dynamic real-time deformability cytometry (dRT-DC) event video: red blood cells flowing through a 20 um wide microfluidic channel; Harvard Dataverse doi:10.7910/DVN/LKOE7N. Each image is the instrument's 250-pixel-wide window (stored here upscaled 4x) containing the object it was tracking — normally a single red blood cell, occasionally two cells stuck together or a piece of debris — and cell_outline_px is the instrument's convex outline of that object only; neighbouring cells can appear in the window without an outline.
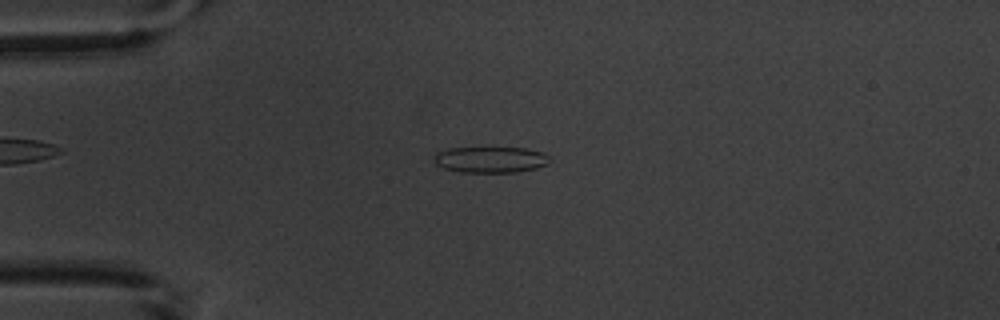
{"species": "common noctule bat (a hibernating species)", "species_latin": "Nyctalus noctula", "temperature_condition": "warm", "stored_images_in_passage": 3, "camera_frame_rate_fps": 3000, "um_per_image_px": 0.085, "animal": {"sex": "male", "body_mass_g": 20.1, "forearm_length_mm": 53.5}, "frame": {"image": 1, "passage_image": 3, "time_ms": 2.333, "image_size_px": [1000, 320], "cell_outline_px": [[548, 164], [536, 168], [516, 172], [460, 172], [444, 168], [436, 164], [432, 156], [436, 152], [448, 148], [524, 148], [544, 152], [548, 156]], "centroid_in_image_um": [41.66, 13.56], "position_along_channel_um": 43.3, "area_um2": 17.57}}